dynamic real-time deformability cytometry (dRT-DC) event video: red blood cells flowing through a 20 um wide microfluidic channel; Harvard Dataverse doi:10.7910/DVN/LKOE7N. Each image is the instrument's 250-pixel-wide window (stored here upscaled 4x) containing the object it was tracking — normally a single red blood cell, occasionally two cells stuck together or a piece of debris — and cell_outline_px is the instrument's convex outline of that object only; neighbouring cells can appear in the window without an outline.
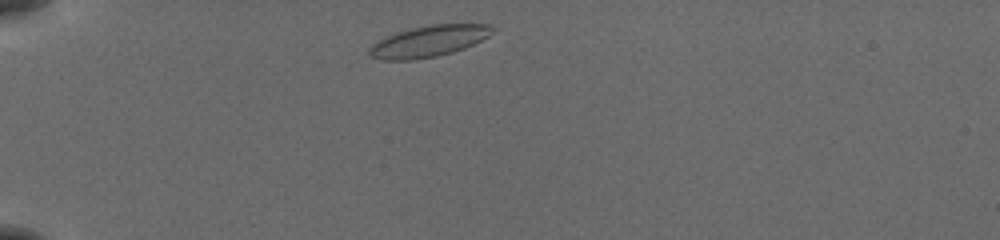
{"species": "common noctule bat (a hibernating species)", "species_latin": "Nyctalus noctula", "temperature_condition": "cold", "stored_images_in_passage": 41, "camera_frame_rate_fps": 3000, "um_per_image_px": 0.085, "animal": {"sex": "female", "body_mass_g": 19.5, "forearm_length_mm": 54.1}, "frame": {"image": 1, "passage_image": 2, "time_ms": 0.333, "image_size_px": [1000, 240], "cell_outline_px": [[492, 32], [488, 36], [464, 48], [452, 52], [436, 56], [408, 60], [380, 60], [368, 56], [368, 48], [376, 40], [396, 32], [412, 28], [432, 24], [488, 24], [492, 28]], "centroid_in_image_um": [36.35, 3.51], "position_along_channel_um": 48.6, "area_um2": 22.31}}
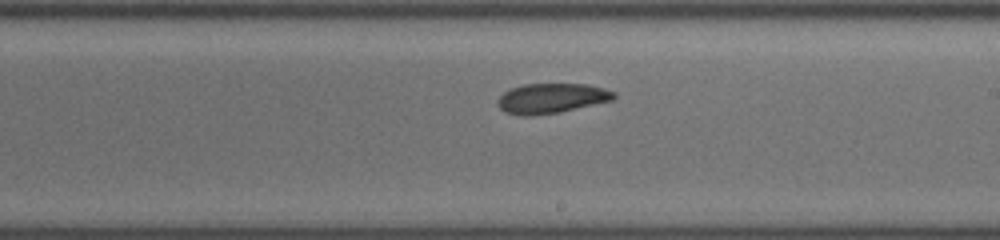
{"frame": {"image": 2, "passage_image": 20, "time_ms": 6.333, "image_size_px": [1000, 240], "cell_outline_px": [[616, 96], [612, 100], [560, 112], [532, 116], [520, 116], [504, 112], [496, 104], [496, 100], [504, 92], [512, 88], [524, 84], [588, 84], [604, 88], [616, 92]], "centroid_in_image_um": [46.85, 8.36], "position_along_channel_um": 242.2, "area_um2": 20.4}}
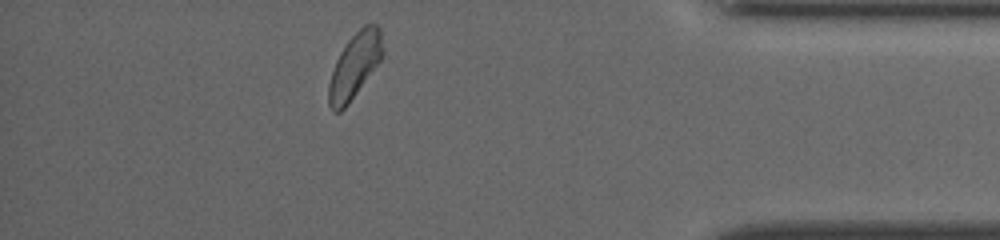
{"frame": {"image": 3, "passage_image": 35, "time_ms": 11.333, "image_size_px": [1000, 240], "cell_outline_px": [[384, 52], [380, 60], [348, 104], [340, 112], [332, 112], [328, 104], [328, 84], [336, 60], [340, 52], [348, 40], [364, 24], [376, 24], [380, 28]], "centroid_in_image_um": [30.13, 5.58], "position_along_channel_um": 405.1, "area_um2": 20.29}, "authors_computed_cell_mechanics": {"area_um2": 20.5768, "velocity_mm_per_s": 3.8395, "shape_relaxation_time_tau1_ms": 9.0915, "shape_relaxation_time_tau2_ms": 3.8872, "deformation_change_tau1": 0.1297, "deformation_change_tau2": 0.0768}}